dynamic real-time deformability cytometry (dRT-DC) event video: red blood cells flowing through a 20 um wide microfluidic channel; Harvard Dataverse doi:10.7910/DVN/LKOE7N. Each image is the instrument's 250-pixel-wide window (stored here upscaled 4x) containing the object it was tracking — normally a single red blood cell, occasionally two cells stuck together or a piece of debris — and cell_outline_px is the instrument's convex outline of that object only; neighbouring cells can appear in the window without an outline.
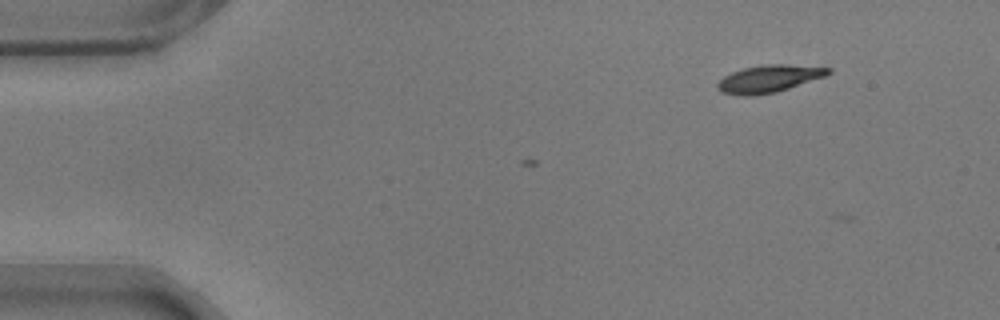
{"species": "common noctule bat (a hibernating species)", "species_latin": "Nyctalus noctula", "temperature_condition": "warm", "stored_images_in_passage": 5, "camera_frame_rate_fps": 3000, "um_per_image_px": 0.085, "animal": {"sex": "male", "body_mass_g": 17.9}, "frame": {"image": 1, "passage_image": 1, "time_ms": 0.0, "image_size_px": [1000, 320], "cell_outline_px": [[832, 72], [824, 76], [776, 92], [752, 96], [744, 96], [720, 92], [716, 88], [716, 84], [724, 76], [732, 72], [744, 68], [760, 64], [784, 64], [832, 68]], "centroid_in_image_um": [65.31, 6.69], "position_along_channel_um": 19.7, "area_um2": 17.57}}